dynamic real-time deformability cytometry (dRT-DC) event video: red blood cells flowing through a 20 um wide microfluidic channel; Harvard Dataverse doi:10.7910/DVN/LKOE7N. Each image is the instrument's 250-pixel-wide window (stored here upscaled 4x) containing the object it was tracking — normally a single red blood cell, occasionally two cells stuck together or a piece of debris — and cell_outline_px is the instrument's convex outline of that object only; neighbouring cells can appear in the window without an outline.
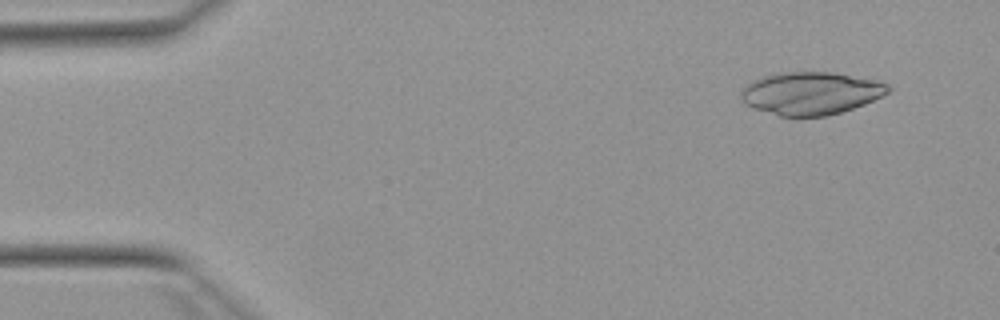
{"species": "Egyptian fruit bat (a non-hibernating species)", "species_latin": "Rousettus aegyptiacus", "temperature_condition": "warm", "stored_images_in_passage": 51, "camera_frame_rate_fps": 3000, "um_per_image_px": 0.085, "animal": {"sex": "female"}, "frame": {"image": 1, "passage_image": 4, "time_ms": 1.0, "image_size_px": [1000, 320], "cell_outline_px": [[892, 88], [888, 92], [864, 104], [828, 116], [780, 116], [744, 104], [740, 100], [740, 92], [752, 80], [772, 72], [832, 72], [876, 80], [888, 84]], "centroid_in_image_um": [68.88, 7.91], "position_along_channel_um": 16.1, "area_um2": 36.59}}